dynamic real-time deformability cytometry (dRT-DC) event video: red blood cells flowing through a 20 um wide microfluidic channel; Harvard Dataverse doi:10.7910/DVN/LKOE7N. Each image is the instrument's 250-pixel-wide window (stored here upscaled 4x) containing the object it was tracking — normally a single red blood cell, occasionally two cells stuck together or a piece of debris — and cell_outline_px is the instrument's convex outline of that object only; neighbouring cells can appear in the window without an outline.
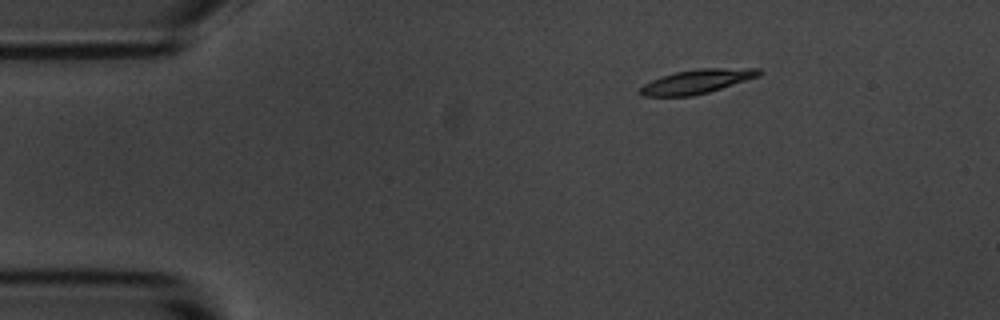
{"species": "common noctule bat (a hibernating species)", "species_latin": "Nyctalus noctula", "temperature_condition": "room temperature", "stored_images_in_passage": 4, "camera_frame_rate_fps": 3000, "um_per_image_px": 0.085, "animal": {"sex": "male", "body_mass_g": 20.1, "forearm_length_mm": 53.5}, "frame": {"image": 1, "passage_image": 2, "time_ms": 2.0, "image_size_px": [1000, 320], "cell_outline_px": [[764, 72], [760, 76], [708, 92], [692, 96], [640, 96], [636, 92], [644, 84], [660, 76], [676, 72], [700, 68], [760, 68]], "centroid_in_image_um": [59.23, 6.92], "position_along_channel_um": 25.8, "area_um2": 16.82}}